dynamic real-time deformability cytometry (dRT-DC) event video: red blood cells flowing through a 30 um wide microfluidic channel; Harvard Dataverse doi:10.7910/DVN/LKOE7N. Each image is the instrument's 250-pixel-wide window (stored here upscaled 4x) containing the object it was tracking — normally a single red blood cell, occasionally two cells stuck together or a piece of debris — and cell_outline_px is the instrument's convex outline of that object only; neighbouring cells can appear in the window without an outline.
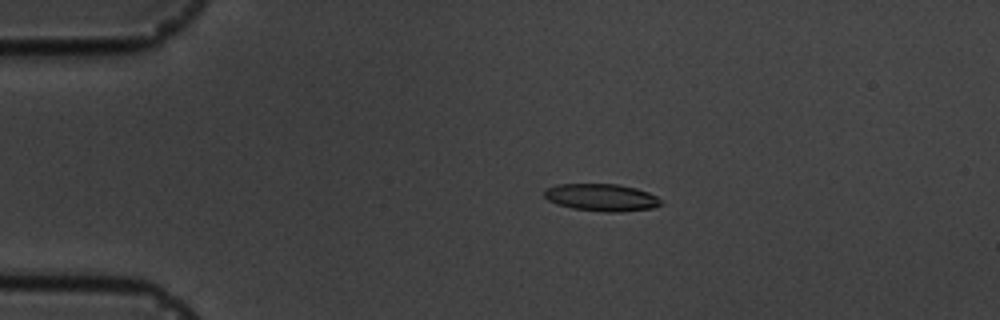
{"species": "common noctule bat (a hibernating species)", "species_latin": "Nyctalus noctula", "temperature_condition": "cold", "stored_images_in_passage": 7, "camera_frame_rate_fps": 3000, "um_per_image_px": 0.085, "animal": {"sex": "male", "body_mass_g": 19.5, "forearm_length_mm": 54.6}, "frame": {"image": 1, "passage_image": 3, "time_ms": 2.333, "image_size_px": [1000, 320], "cell_outline_px": [[660, 204], [652, 208], [620, 212], [604, 212], [572, 208], [556, 204], [548, 200], [544, 196], [544, 188], [556, 184], [616, 184], [636, 188], [648, 192], [656, 196], [660, 200]], "centroid_in_image_um": [51.07, 16.78], "position_along_channel_um": 33.9, "area_um2": 18.55}}
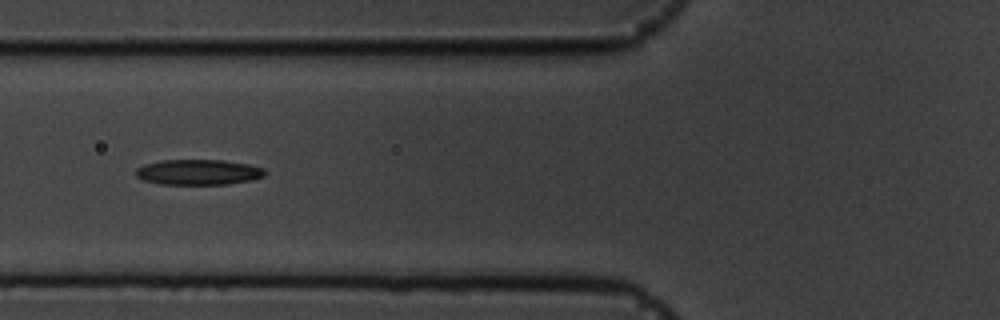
{"frame": {"image": 2, "passage_image": 6, "time_ms": 5.667, "image_size_px": [1000, 320], "cell_outline_px": [[264, 176], [252, 180], [228, 184], [160, 184], [144, 180], [136, 176], [136, 168], [144, 164], [160, 160], [224, 160], [248, 164], [264, 168]], "centroid_in_image_um": [16.85, 14.63], "position_along_channel_um": 108.9, "area_um2": 19.13}}
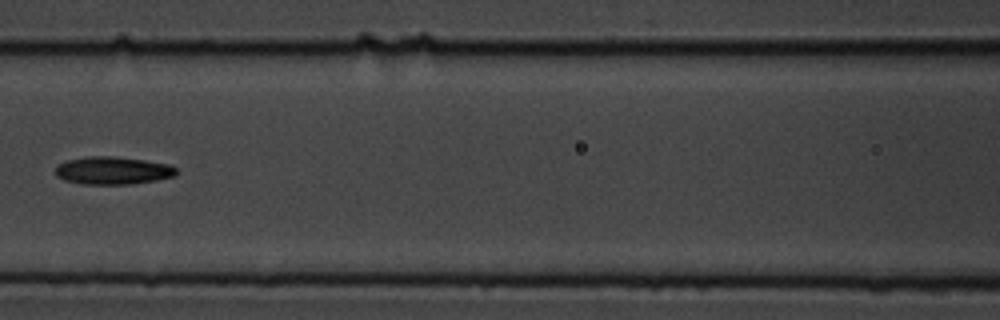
{"frame": {"image": 3, "passage_image": 7, "time_ms": 7.0, "image_size_px": [1000, 320], "cell_outline_px": [[176, 176], [156, 180], [132, 184], [80, 184], [64, 180], [56, 176], [56, 164], [68, 160], [84, 156], [116, 156], [144, 160], [168, 164], [176, 168]], "centroid_in_image_um": [9.56, 14.49], "position_along_channel_um": 157.0, "area_um2": 19.71}}